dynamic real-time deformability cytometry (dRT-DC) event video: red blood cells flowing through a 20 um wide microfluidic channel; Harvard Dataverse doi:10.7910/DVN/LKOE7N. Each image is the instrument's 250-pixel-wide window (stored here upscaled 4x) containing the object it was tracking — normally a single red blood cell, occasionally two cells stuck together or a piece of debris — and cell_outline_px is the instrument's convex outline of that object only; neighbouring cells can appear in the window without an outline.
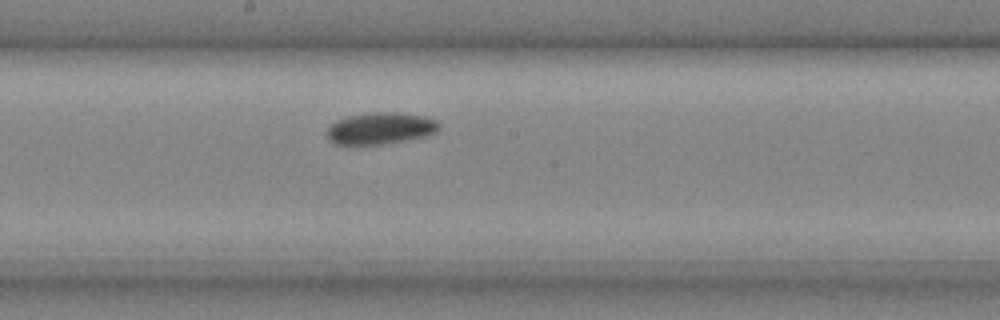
{"species": "common noctule bat (a hibernating species)", "species_latin": "Nyctalus noctula", "temperature_condition": "cold", "stored_images_in_passage": 25, "camera_frame_rate_fps": 3000, "um_per_image_px": 0.085, "animal": {"sex": "male", "body_mass_g": 20.4}, "frame": {"image": 1, "passage_image": 12, "time_ms": 3.667, "image_size_px": [1000, 320], "cell_outline_px": [[440, 128], [436, 132], [424, 136], [404, 140], [380, 144], [336, 144], [328, 140], [328, 128], [336, 120], [348, 116], [372, 112], [396, 112], [424, 116], [436, 120], [440, 124]], "centroid_in_image_um": [32.35, 10.89], "position_along_channel_um": 215.9, "area_um2": 20.52}}
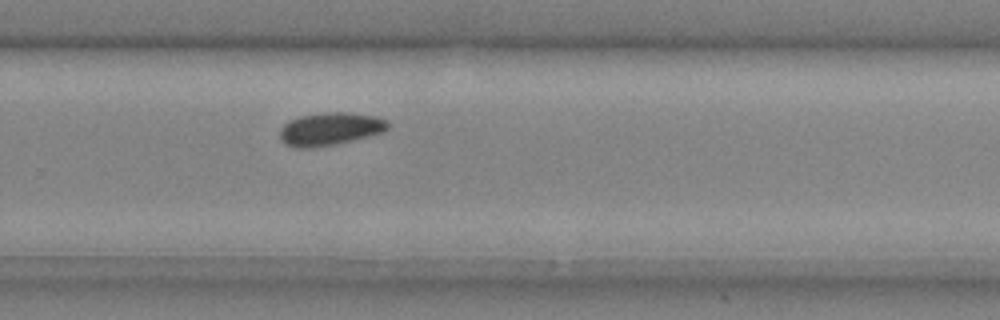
{"frame": {"image": 2, "passage_image": 17, "time_ms": 5.333, "image_size_px": [1000, 320], "cell_outline_px": [[388, 128], [384, 132], [336, 144], [308, 148], [300, 148], [288, 144], [280, 136], [280, 128], [288, 120], [300, 116], [320, 112], [352, 112], [376, 116], [388, 120]], "centroid_in_image_um": [28.09, 10.93], "position_along_channel_um": 301.7, "area_um2": 20.69}}
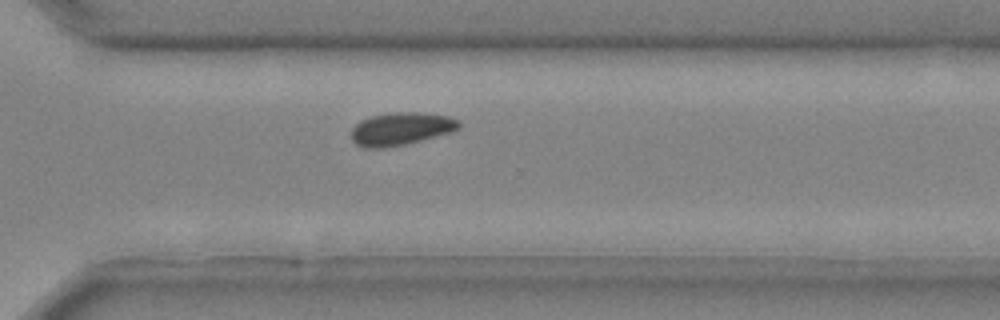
{"frame": {"image": 3, "passage_image": 19, "time_ms": 6.0, "image_size_px": [1000, 320], "cell_outline_px": [[460, 128], [452, 132], [404, 144], [384, 148], [364, 148], [356, 144], [352, 140], [352, 128], [360, 120], [372, 116], [388, 112], [420, 112], [448, 116], [460, 120]], "centroid_in_image_um": [34.08, 10.94], "position_along_channel_um": 336.5, "area_um2": 20.63}}